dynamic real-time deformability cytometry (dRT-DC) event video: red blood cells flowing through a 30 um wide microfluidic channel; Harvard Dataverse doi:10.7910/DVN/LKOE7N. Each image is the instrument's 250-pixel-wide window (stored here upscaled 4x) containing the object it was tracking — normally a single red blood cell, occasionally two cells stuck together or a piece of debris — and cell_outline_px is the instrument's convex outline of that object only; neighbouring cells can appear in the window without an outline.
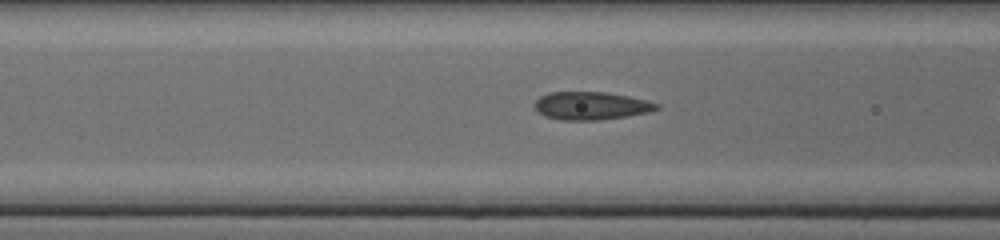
{"species": "common noctule bat (a hibernating species)", "species_latin": "Nyctalus noctula", "temperature_condition": "cold", "stored_images_in_passage": 30, "camera_frame_rate_fps": 3000, "um_per_image_px": 0.085, "animal": {"sex": "female", "body_mass_g": 17.0, "forearm_length_mm": 48.0}, "frame": {"image": 1, "passage_image": 13, "time_ms": 4.0, "image_size_px": [1000, 240], "cell_outline_px": [[660, 108], [648, 112], [600, 120], [560, 120], [544, 116], [532, 104], [540, 96], [548, 92], [604, 92], [628, 96], [660, 104]], "centroid_in_image_um": [50.2, 8.99], "position_along_channel_um": 116.4, "area_um2": 19.77}}